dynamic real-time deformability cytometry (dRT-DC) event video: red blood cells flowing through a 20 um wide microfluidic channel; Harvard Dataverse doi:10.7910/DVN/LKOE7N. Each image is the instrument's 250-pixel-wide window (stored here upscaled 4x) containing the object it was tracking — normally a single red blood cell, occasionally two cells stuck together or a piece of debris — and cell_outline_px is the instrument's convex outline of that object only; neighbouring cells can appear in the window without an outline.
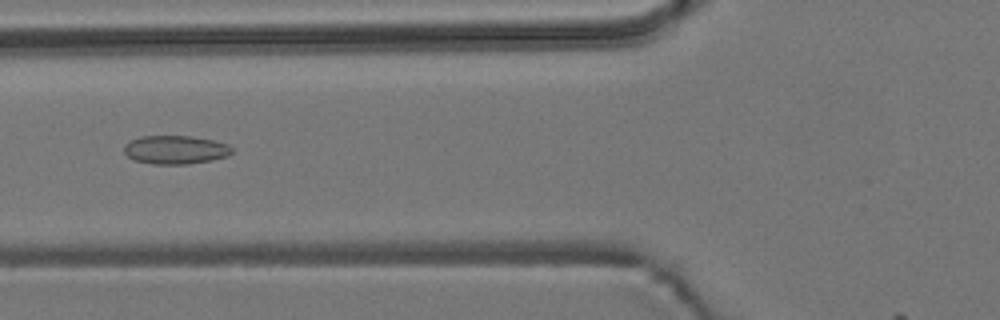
{"species": "common noctule bat (a hibernating species)", "species_latin": "Nyctalus noctula", "temperature_condition": "room temperature", "stored_images_in_passage": 55, "camera_frame_rate_fps": 3000, "um_per_image_px": 0.085, "animal": {"sex": "male", "body_mass_g": 19.2, "forearm_length_mm": 51.8}, "frame": {"image": 1, "passage_image": 21, "time_ms": 6.667, "image_size_px": [1000, 320], "cell_outline_px": [[236, 152], [228, 156], [212, 160], [188, 164], [152, 164], [132, 160], [124, 152], [124, 144], [140, 136], [192, 136], [212, 140], [228, 144]], "centroid_in_image_um": [14.93, 12.73], "position_along_channel_um": 110.9, "area_um2": 18.15}}
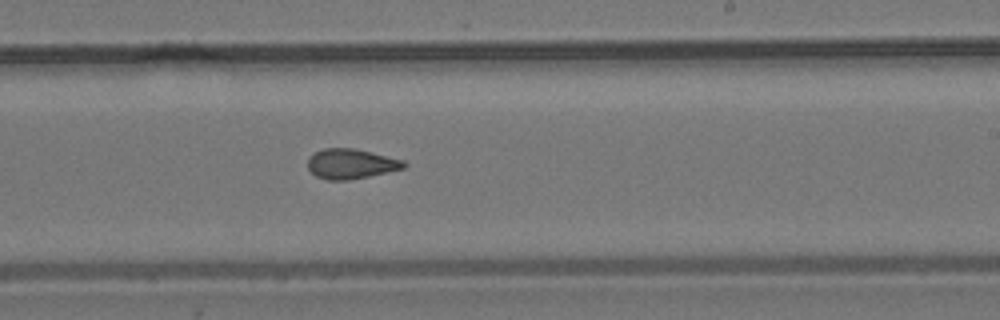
{"frame": {"image": 2, "passage_image": 33, "time_ms": 10.667, "image_size_px": [1000, 320], "cell_outline_px": [[408, 164], [404, 168], [368, 176], [348, 180], [328, 180], [316, 176], [308, 168], [308, 160], [316, 152], [324, 148], [356, 148], [404, 160]], "centroid_in_image_um": [29.86, 13.92], "position_along_channel_um": 259.1, "area_um2": 16.65}}
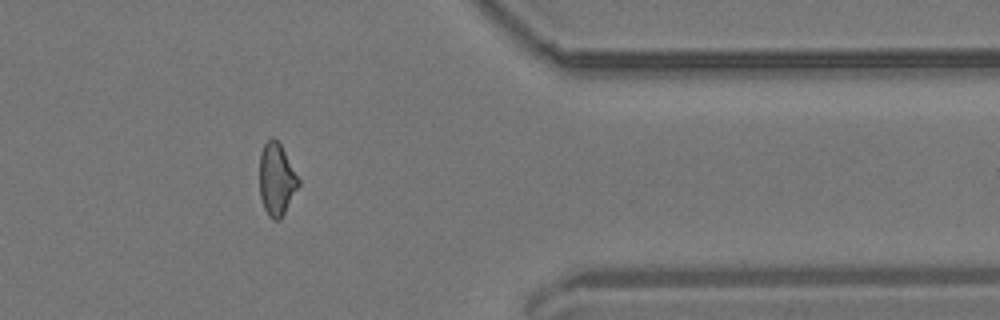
{"frame": {"image": 3, "passage_image": 45, "time_ms": 14.667, "image_size_px": [1000, 320], "cell_outline_px": [[300, 184], [280, 220], [272, 220], [268, 216], [264, 208], [260, 196], [260, 152], [264, 144], [272, 136], [280, 144], [300, 180]], "centroid_in_image_um": [23.5, 15.26], "position_along_channel_um": 387.9, "area_um2": 16.3}, "authors_computed_cell_mechanics": {"area_um2": 17.2244, "velocity_mm_per_s": 3.7063, "shape_relaxation_time_tau1_ms": null, "shape_relaxation_time_tau2_ms": 2.0897, "deformation_change_tau1": null, "deformation_change_tau2": 0.0907}}